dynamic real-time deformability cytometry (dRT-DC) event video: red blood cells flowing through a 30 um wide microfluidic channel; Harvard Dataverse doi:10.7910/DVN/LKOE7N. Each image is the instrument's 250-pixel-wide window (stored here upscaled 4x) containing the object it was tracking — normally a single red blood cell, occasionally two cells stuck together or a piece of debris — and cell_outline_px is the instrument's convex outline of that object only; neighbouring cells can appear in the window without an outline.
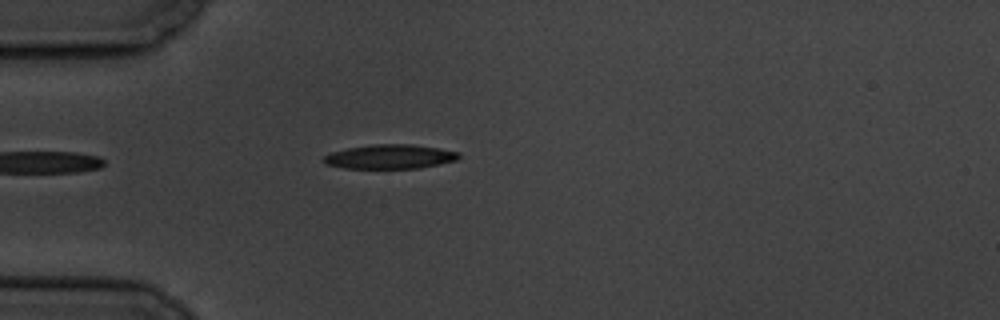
{"species": "common noctule bat (a hibernating species)", "species_latin": "Nyctalus noctula", "temperature_condition": "cold", "stored_images_in_passage": 5, "camera_frame_rate_fps": 3000, "um_per_image_px": 0.085, "animal": {"sex": "male", "body_mass_g": 19.5, "forearm_length_mm": 54.6}, "frame": {"image": 1, "passage_image": 5, "time_ms": 4.667, "image_size_px": [1000, 320], "cell_outline_px": [[460, 156], [456, 160], [440, 164], [420, 168], [344, 168], [324, 164], [324, 156], [332, 152], [348, 148], [372, 144], [412, 144], [440, 148], [460, 152]], "centroid_in_image_um": [33.17, 13.31], "position_along_channel_um": 51.8, "area_um2": 19.13}}